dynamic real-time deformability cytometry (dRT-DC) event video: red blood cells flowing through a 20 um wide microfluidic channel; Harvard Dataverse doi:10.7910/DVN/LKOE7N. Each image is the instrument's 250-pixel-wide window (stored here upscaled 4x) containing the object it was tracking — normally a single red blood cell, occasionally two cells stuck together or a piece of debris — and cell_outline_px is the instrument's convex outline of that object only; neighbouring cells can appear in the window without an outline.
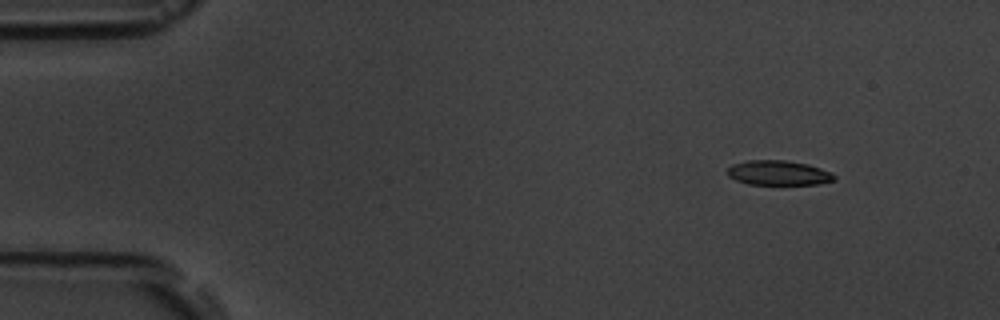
{"species": "common noctule bat (a hibernating species)", "species_latin": "Nyctalus noctula", "temperature_condition": "room temperature", "stored_images_in_passage": 4, "camera_frame_rate_fps": 3000, "um_per_image_px": 0.085, "animal": {"sex": "male", "body_mass_g": 19.5, "forearm_length_mm": 54.6}, "frame": {"image": 1, "passage_image": 2, "time_ms": 1.333, "image_size_px": [1000, 320], "cell_outline_px": [[836, 180], [820, 184], [748, 184], [736, 180], [728, 176], [728, 168], [732, 164], [748, 160], [784, 160], [808, 164], [832, 172], [836, 176]], "centroid_in_image_um": [66.2, 14.69], "position_along_channel_um": 18.8, "area_um2": 15.43}}
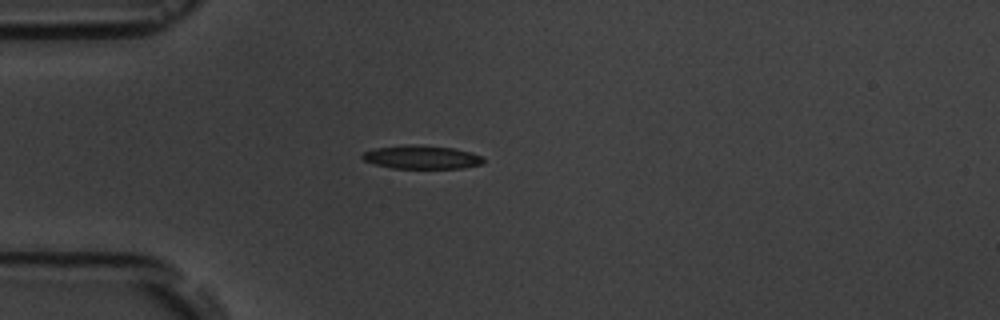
{"frame": {"image": 2, "passage_image": 4, "time_ms": 4.333, "image_size_px": [1000, 320], "cell_outline_px": [[484, 160], [480, 164], [464, 168], [392, 168], [376, 164], [364, 160], [360, 156], [364, 152], [372, 148], [404, 144], [420, 144], [452, 148], [472, 152], [480, 156]], "centroid_in_image_um": [35.8, 13.34], "position_along_channel_um": 49.2, "area_um2": 16.65}}